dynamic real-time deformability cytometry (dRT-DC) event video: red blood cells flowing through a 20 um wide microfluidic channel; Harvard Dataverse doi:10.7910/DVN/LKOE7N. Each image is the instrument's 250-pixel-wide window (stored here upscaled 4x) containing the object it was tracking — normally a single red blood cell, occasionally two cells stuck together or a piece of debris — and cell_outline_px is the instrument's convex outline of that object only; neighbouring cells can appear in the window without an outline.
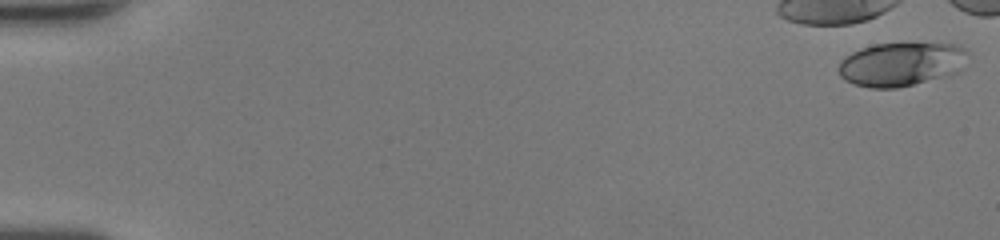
{"species": "human", "species_latin": "Homo sapiens", "temperature_condition": "room temperature", "stored_images_in_passage": 17, "camera_frame_rate_fps": 3000, "um_per_image_px": 0.085, "donor": {"sex": "female"}, "frame": {"image": 1, "passage_image": 1, "time_ms": 0.0, "image_size_px": [1000, 240], "cell_outline_px": [[968, 52], [936, 76], [912, 84], [896, 88], [868, 88], [844, 80], [840, 76], [840, 60], [852, 52], [860, 48], [876, 44], [956, 44], [964, 48]], "centroid_in_image_um": [76.32, 5.43], "position_along_channel_um": 8.7, "area_um2": 30.63}}